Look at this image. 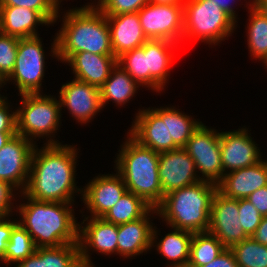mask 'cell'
<instances>
[{"label": "cell", "mask_w": 267, "mask_h": 267, "mask_svg": "<svg viewBox=\"0 0 267 267\" xmlns=\"http://www.w3.org/2000/svg\"><path fill=\"white\" fill-rule=\"evenodd\" d=\"M52 137L41 149L35 146L23 193L38 201L73 203L74 193L82 194L83 190L75 184L78 150Z\"/></svg>", "instance_id": "6da1fadb"}, {"label": "cell", "mask_w": 267, "mask_h": 267, "mask_svg": "<svg viewBox=\"0 0 267 267\" xmlns=\"http://www.w3.org/2000/svg\"><path fill=\"white\" fill-rule=\"evenodd\" d=\"M94 3L70 9L63 14V24L51 45L52 56L66 61L75 53L114 55L106 15Z\"/></svg>", "instance_id": "7a4b0ae2"}, {"label": "cell", "mask_w": 267, "mask_h": 267, "mask_svg": "<svg viewBox=\"0 0 267 267\" xmlns=\"http://www.w3.org/2000/svg\"><path fill=\"white\" fill-rule=\"evenodd\" d=\"M22 195L28 201L16 207L22 217L19 223L30 234L36 248L78 243L79 222L75 220L72 203L38 201Z\"/></svg>", "instance_id": "3957f363"}, {"label": "cell", "mask_w": 267, "mask_h": 267, "mask_svg": "<svg viewBox=\"0 0 267 267\" xmlns=\"http://www.w3.org/2000/svg\"><path fill=\"white\" fill-rule=\"evenodd\" d=\"M217 185L199 181L194 185L173 190L164 196L156 208L167 226L192 233L208 232L211 204Z\"/></svg>", "instance_id": "277c9868"}, {"label": "cell", "mask_w": 267, "mask_h": 267, "mask_svg": "<svg viewBox=\"0 0 267 267\" xmlns=\"http://www.w3.org/2000/svg\"><path fill=\"white\" fill-rule=\"evenodd\" d=\"M116 172L130 191L141 197L152 208H157L164 195L160 184L159 153L145 147L129 134L115 160Z\"/></svg>", "instance_id": "5b68a950"}, {"label": "cell", "mask_w": 267, "mask_h": 267, "mask_svg": "<svg viewBox=\"0 0 267 267\" xmlns=\"http://www.w3.org/2000/svg\"><path fill=\"white\" fill-rule=\"evenodd\" d=\"M235 23L228 13L210 0H186L183 4L184 39L217 45L233 33Z\"/></svg>", "instance_id": "8992f818"}, {"label": "cell", "mask_w": 267, "mask_h": 267, "mask_svg": "<svg viewBox=\"0 0 267 267\" xmlns=\"http://www.w3.org/2000/svg\"><path fill=\"white\" fill-rule=\"evenodd\" d=\"M20 96L22 106L16 110L17 134L32 142L33 138L55 135L62 115L59 100L41 93Z\"/></svg>", "instance_id": "52a82bcc"}, {"label": "cell", "mask_w": 267, "mask_h": 267, "mask_svg": "<svg viewBox=\"0 0 267 267\" xmlns=\"http://www.w3.org/2000/svg\"><path fill=\"white\" fill-rule=\"evenodd\" d=\"M38 36L19 39L14 70L6 79L17 86L21 94L40 93L44 78L45 52Z\"/></svg>", "instance_id": "ba28073f"}, {"label": "cell", "mask_w": 267, "mask_h": 267, "mask_svg": "<svg viewBox=\"0 0 267 267\" xmlns=\"http://www.w3.org/2000/svg\"><path fill=\"white\" fill-rule=\"evenodd\" d=\"M138 16L148 40H167L174 43L183 40V4L149 2L138 11Z\"/></svg>", "instance_id": "9c48e42d"}, {"label": "cell", "mask_w": 267, "mask_h": 267, "mask_svg": "<svg viewBox=\"0 0 267 267\" xmlns=\"http://www.w3.org/2000/svg\"><path fill=\"white\" fill-rule=\"evenodd\" d=\"M184 149L193 159L201 180L218 184L223 177L220 152V133L203 123L188 139Z\"/></svg>", "instance_id": "30bf717a"}, {"label": "cell", "mask_w": 267, "mask_h": 267, "mask_svg": "<svg viewBox=\"0 0 267 267\" xmlns=\"http://www.w3.org/2000/svg\"><path fill=\"white\" fill-rule=\"evenodd\" d=\"M35 144L16 134L0 149V181L20 189V194L28 182Z\"/></svg>", "instance_id": "8fae6325"}, {"label": "cell", "mask_w": 267, "mask_h": 267, "mask_svg": "<svg viewBox=\"0 0 267 267\" xmlns=\"http://www.w3.org/2000/svg\"><path fill=\"white\" fill-rule=\"evenodd\" d=\"M208 232L216 236L228 249L249 237L239 221L238 199L229 198L216 191L211 204Z\"/></svg>", "instance_id": "7c38bea8"}, {"label": "cell", "mask_w": 267, "mask_h": 267, "mask_svg": "<svg viewBox=\"0 0 267 267\" xmlns=\"http://www.w3.org/2000/svg\"><path fill=\"white\" fill-rule=\"evenodd\" d=\"M199 171L184 148L159 153L158 173L163 195L201 181Z\"/></svg>", "instance_id": "4fadbf2b"}, {"label": "cell", "mask_w": 267, "mask_h": 267, "mask_svg": "<svg viewBox=\"0 0 267 267\" xmlns=\"http://www.w3.org/2000/svg\"><path fill=\"white\" fill-rule=\"evenodd\" d=\"M128 134L157 153L168 151V107L148 108L136 113Z\"/></svg>", "instance_id": "5bb4252c"}, {"label": "cell", "mask_w": 267, "mask_h": 267, "mask_svg": "<svg viewBox=\"0 0 267 267\" xmlns=\"http://www.w3.org/2000/svg\"><path fill=\"white\" fill-rule=\"evenodd\" d=\"M247 131L248 129L241 128L231 132H220L223 176L231 171L255 165L262 160L260 149Z\"/></svg>", "instance_id": "9a60e30c"}, {"label": "cell", "mask_w": 267, "mask_h": 267, "mask_svg": "<svg viewBox=\"0 0 267 267\" xmlns=\"http://www.w3.org/2000/svg\"><path fill=\"white\" fill-rule=\"evenodd\" d=\"M88 218L85 217L81 223L87 221L85 226L79 224L78 244L82 265L93 266L89 250H96L105 255L114 252L117 254L118 225L109 223L103 218L90 217V220Z\"/></svg>", "instance_id": "2e32d148"}, {"label": "cell", "mask_w": 267, "mask_h": 267, "mask_svg": "<svg viewBox=\"0 0 267 267\" xmlns=\"http://www.w3.org/2000/svg\"><path fill=\"white\" fill-rule=\"evenodd\" d=\"M60 107H64L80 123H89L103 108L100 89L87 82L73 79L62 85L59 91Z\"/></svg>", "instance_id": "e0dca14e"}, {"label": "cell", "mask_w": 267, "mask_h": 267, "mask_svg": "<svg viewBox=\"0 0 267 267\" xmlns=\"http://www.w3.org/2000/svg\"><path fill=\"white\" fill-rule=\"evenodd\" d=\"M82 190L83 203L91 217L103 218L127 191L123 178L118 174H102L93 178Z\"/></svg>", "instance_id": "ac0fdd59"}, {"label": "cell", "mask_w": 267, "mask_h": 267, "mask_svg": "<svg viewBox=\"0 0 267 267\" xmlns=\"http://www.w3.org/2000/svg\"><path fill=\"white\" fill-rule=\"evenodd\" d=\"M153 212L157 216V209L151 208L143 217L118 225L117 254L119 256L135 257L154 246L158 232L156 227H153V223H150L149 216L153 215Z\"/></svg>", "instance_id": "d6986e66"}, {"label": "cell", "mask_w": 267, "mask_h": 267, "mask_svg": "<svg viewBox=\"0 0 267 267\" xmlns=\"http://www.w3.org/2000/svg\"><path fill=\"white\" fill-rule=\"evenodd\" d=\"M267 186V163L261 160L255 165L224 174L217 190L229 198L246 199L257 189Z\"/></svg>", "instance_id": "ffe728a7"}, {"label": "cell", "mask_w": 267, "mask_h": 267, "mask_svg": "<svg viewBox=\"0 0 267 267\" xmlns=\"http://www.w3.org/2000/svg\"><path fill=\"white\" fill-rule=\"evenodd\" d=\"M111 47L117 58L124 52L141 47L148 39L143 33L138 12L106 15Z\"/></svg>", "instance_id": "44dd1931"}, {"label": "cell", "mask_w": 267, "mask_h": 267, "mask_svg": "<svg viewBox=\"0 0 267 267\" xmlns=\"http://www.w3.org/2000/svg\"><path fill=\"white\" fill-rule=\"evenodd\" d=\"M66 62L72 67L75 79L100 88L116 66L117 58L114 55L79 52L73 54Z\"/></svg>", "instance_id": "7402d4cb"}, {"label": "cell", "mask_w": 267, "mask_h": 267, "mask_svg": "<svg viewBox=\"0 0 267 267\" xmlns=\"http://www.w3.org/2000/svg\"><path fill=\"white\" fill-rule=\"evenodd\" d=\"M167 40H147L145 42V55H147V87L156 92L164 89L169 75L172 60V50L175 45Z\"/></svg>", "instance_id": "603a6c76"}, {"label": "cell", "mask_w": 267, "mask_h": 267, "mask_svg": "<svg viewBox=\"0 0 267 267\" xmlns=\"http://www.w3.org/2000/svg\"><path fill=\"white\" fill-rule=\"evenodd\" d=\"M51 25L38 11L18 7L0 6V32L19 39L38 36L36 25Z\"/></svg>", "instance_id": "cb8c5ba5"}, {"label": "cell", "mask_w": 267, "mask_h": 267, "mask_svg": "<svg viewBox=\"0 0 267 267\" xmlns=\"http://www.w3.org/2000/svg\"><path fill=\"white\" fill-rule=\"evenodd\" d=\"M79 244L36 248L35 252L16 267H82Z\"/></svg>", "instance_id": "d4e9b609"}, {"label": "cell", "mask_w": 267, "mask_h": 267, "mask_svg": "<svg viewBox=\"0 0 267 267\" xmlns=\"http://www.w3.org/2000/svg\"><path fill=\"white\" fill-rule=\"evenodd\" d=\"M137 88H139V84L116 64L111 70L109 78L99 88L102 107L106 106L105 104L109 101H113L119 106L128 103L135 95Z\"/></svg>", "instance_id": "484cf974"}, {"label": "cell", "mask_w": 267, "mask_h": 267, "mask_svg": "<svg viewBox=\"0 0 267 267\" xmlns=\"http://www.w3.org/2000/svg\"><path fill=\"white\" fill-rule=\"evenodd\" d=\"M174 231L163 237L156 247L163 257L171 260L169 267H187L190 256V245L193 233L187 230L174 228Z\"/></svg>", "instance_id": "4316f807"}, {"label": "cell", "mask_w": 267, "mask_h": 267, "mask_svg": "<svg viewBox=\"0 0 267 267\" xmlns=\"http://www.w3.org/2000/svg\"><path fill=\"white\" fill-rule=\"evenodd\" d=\"M151 208L141 197L126 191L103 216V219L109 223L120 225L143 217Z\"/></svg>", "instance_id": "83f0119b"}, {"label": "cell", "mask_w": 267, "mask_h": 267, "mask_svg": "<svg viewBox=\"0 0 267 267\" xmlns=\"http://www.w3.org/2000/svg\"><path fill=\"white\" fill-rule=\"evenodd\" d=\"M226 247L209 232L193 233L187 267H201L218 257Z\"/></svg>", "instance_id": "f1b7e54d"}, {"label": "cell", "mask_w": 267, "mask_h": 267, "mask_svg": "<svg viewBox=\"0 0 267 267\" xmlns=\"http://www.w3.org/2000/svg\"><path fill=\"white\" fill-rule=\"evenodd\" d=\"M249 11V25L247 26L248 48L255 60L267 61V17L251 2Z\"/></svg>", "instance_id": "f546056e"}, {"label": "cell", "mask_w": 267, "mask_h": 267, "mask_svg": "<svg viewBox=\"0 0 267 267\" xmlns=\"http://www.w3.org/2000/svg\"><path fill=\"white\" fill-rule=\"evenodd\" d=\"M179 110L168 107V151L184 148L188 139L202 124Z\"/></svg>", "instance_id": "4dcf8cb0"}, {"label": "cell", "mask_w": 267, "mask_h": 267, "mask_svg": "<svg viewBox=\"0 0 267 267\" xmlns=\"http://www.w3.org/2000/svg\"><path fill=\"white\" fill-rule=\"evenodd\" d=\"M230 250L238 267H267V246L256 242L252 236L233 245Z\"/></svg>", "instance_id": "1f68e13d"}, {"label": "cell", "mask_w": 267, "mask_h": 267, "mask_svg": "<svg viewBox=\"0 0 267 267\" xmlns=\"http://www.w3.org/2000/svg\"><path fill=\"white\" fill-rule=\"evenodd\" d=\"M36 246L26 229L18 223L12 230L4 253V263H19L32 255Z\"/></svg>", "instance_id": "d6a6232c"}, {"label": "cell", "mask_w": 267, "mask_h": 267, "mask_svg": "<svg viewBox=\"0 0 267 267\" xmlns=\"http://www.w3.org/2000/svg\"><path fill=\"white\" fill-rule=\"evenodd\" d=\"M119 65L140 86L147 87V55L145 43L138 48L124 52L117 57Z\"/></svg>", "instance_id": "836d02e7"}, {"label": "cell", "mask_w": 267, "mask_h": 267, "mask_svg": "<svg viewBox=\"0 0 267 267\" xmlns=\"http://www.w3.org/2000/svg\"><path fill=\"white\" fill-rule=\"evenodd\" d=\"M60 3L61 0H0V6H18L38 11L50 24L60 17Z\"/></svg>", "instance_id": "e575fe53"}, {"label": "cell", "mask_w": 267, "mask_h": 267, "mask_svg": "<svg viewBox=\"0 0 267 267\" xmlns=\"http://www.w3.org/2000/svg\"><path fill=\"white\" fill-rule=\"evenodd\" d=\"M19 38L0 32V75L6 80L14 70Z\"/></svg>", "instance_id": "d590c367"}, {"label": "cell", "mask_w": 267, "mask_h": 267, "mask_svg": "<svg viewBox=\"0 0 267 267\" xmlns=\"http://www.w3.org/2000/svg\"><path fill=\"white\" fill-rule=\"evenodd\" d=\"M150 0H99L95 6L105 15L138 12Z\"/></svg>", "instance_id": "8d00e7d4"}, {"label": "cell", "mask_w": 267, "mask_h": 267, "mask_svg": "<svg viewBox=\"0 0 267 267\" xmlns=\"http://www.w3.org/2000/svg\"><path fill=\"white\" fill-rule=\"evenodd\" d=\"M262 217L248 199H239V221L248 236H252L256 232Z\"/></svg>", "instance_id": "74e56055"}, {"label": "cell", "mask_w": 267, "mask_h": 267, "mask_svg": "<svg viewBox=\"0 0 267 267\" xmlns=\"http://www.w3.org/2000/svg\"><path fill=\"white\" fill-rule=\"evenodd\" d=\"M8 105L7 97L0 99V132H17L16 110L10 111Z\"/></svg>", "instance_id": "f35d334b"}, {"label": "cell", "mask_w": 267, "mask_h": 267, "mask_svg": "<svg viewBox=\"0 0 267 267\" xmlns=\"http://www.w3.org/2000/svg\"><path fill=\"white\" fill-rule=\"evenodd\" d=\"M14 191L15 189L10 184L0 181V218L12 215V208L15 209L13 205L15 200L13 199L15 198Z\"/></svg>", "instance_id": "ab89813d"}, {"label": "cell", "mask_w": 267, "mask_h": 267, "mask_svg": "<svg viewBox=\"0 0 267 267\" xmlns=\"http://www.w3.org/2000/svg\"><path fill=\"white\" fill-rule=\"evenodd\" d=\"M0 218V261L4 263V253L10 240L13 228L19 223L15 220L10 221L9 216Z\"/></svg>", "instance_id": "60d3db41"}, {"label": "cell", "mask_w": 267, "mask_h": 267, "mask_svg": "<svg viewBox=\"0 0 267 267\" xmlns=\"http://www.w3.org/2000/svg\"><path fill=\"white\" fill-rule=\"evenodd\" d=\"M246 199L256 207L262 216H267V186L257 189Z\"/></svg>", "instance_id": "b9f144b4"}, {"label": "cell", "mask_w": 267, "mask_h": 267, "mask_svg": "<svg viewBox=\"0 0 267 267\" xmlns=\"http://www.w3.org/2000/svg\"><path fill=\"white\" fill-rule=\"evenodd\" d=\"M201 267H238L233 252L226 248L218 257L213 261Z\"/></svg>", "instance_id": "7bdbcfd3"}, {"label": "cell", "mask_w": 267, "mask_h": 267, "mask_svg": "<svg viewBox=\"0 0 267 267\" xmlns=\"http://www.w3.org/2000/svg\"><path fill=\"white\" fill-rule=\"evenodd\" d=\"M252 237L256 242L267 246V216L262 217V220Z\"/></svg>", "instance_id": "ee69618b"}, {"label": "cell", "mask_w": 267, "mask_h": 267, "mask_svg": "<svg viewBox=\"0 0 267 267\" xmlns=\"http://www.w3.org/2000/svg\"><path fill=\"white\" fill-rule=\"evenodd\" d=\"M210 1L215 2L223 11L228 13L236 21L237 15L234 11L233 8L234 6L230 5L228 1L227 2L225 0H210Z\"/></svg>", "instance_id": "f6af8a7d"}, {"label": "cell", "mask_w": 267, "mask_h": 267, "mask_svg": "<svg viewBox=\"0 0 267 267\" xmlns=\"http://www.w3.org/2000/svg\"><path fill=\"white\" fill-rule=\"evenodd\" d=\"M253 5L267 17V0H253Z\"/></svg>", "instance_id": "bcb514c9"}, {"label": "cell", "mask_w": 267, "mask_h": 267, "mask_svg": "<svg viewBox=\"0 0 267 267\" xmlns=\"http://www.w3.org/2000/svg\"><path fill=\"white\" fill-rule=\"evenodd\" d=\"M16 134L17 132H0V149Z\"/></svg>", "instance_id": "7dc6e473"}, {"label": "cell", "mask_w": 267, "mask_h": 267, "mask_svg": "<svg viewBox=\"0 0 267 267\" xmlns=\"http://www.w3.org/2000/svg\"><path fill=\"white\" fill-rule=\"evenodd\" d=\"M186 0H150L155 4H184Z\"/></svg>", "instance_id": "c3c4849f"}, {"label": "cell", "mask_w": 267, "mask_h": 267, "mask_svg": "<svg viewBox=\"0 0 267 267\" xmlns=\"http://www.w3.org/2000/svg\"><path fill=\"white\" fill-rule=\"evenodd\" d=\"M3 83H4V85H5V84H6V80L0 75V88L3 87V86H2ZM3 98H6V97L1 96V94H0V99H3Z\"/></svg>", "instance_id": "681fc988"}]
</instances>
